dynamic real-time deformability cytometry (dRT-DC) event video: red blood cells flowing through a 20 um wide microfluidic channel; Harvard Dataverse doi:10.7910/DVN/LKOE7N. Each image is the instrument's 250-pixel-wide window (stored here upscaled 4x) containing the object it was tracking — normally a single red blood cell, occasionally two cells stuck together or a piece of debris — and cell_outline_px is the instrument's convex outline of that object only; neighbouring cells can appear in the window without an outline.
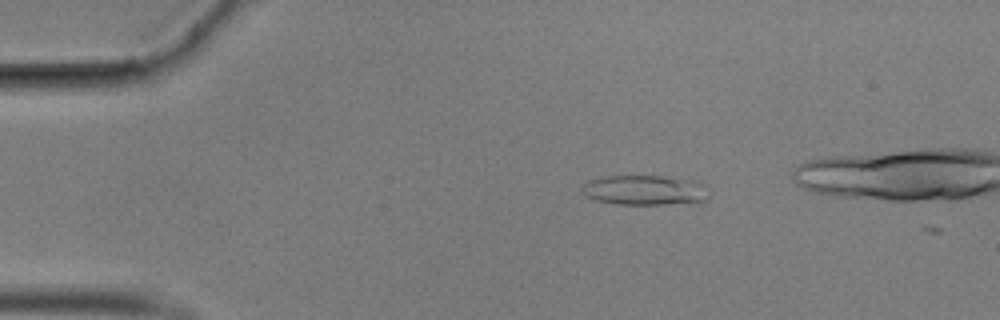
{"species": "common noctule bat (a hibernating species)", "species_latin": "Nyctalus noctula", "temperature_condition": "cold", "stored_images_in_passage": 9, "camera_frame_rate_fps": 3000, "um_per_image_px": 0.085, "animal": {"sex": "male", "body_mass_g": 17.9}, "frame": {"image": 1, "passage_image": 8, "time_ms": 2.333, "image_size_px": [1000, 320], "cell_outline_px": [[708, 200], [696, 204], [616, 204], [596, 200], [588, 196], [580, 188], [588, 180], [604, 176], [664, 176], [696, 180], [704, 184], [708, 196]], "centroid_in_image_um": [54.88, 16.17], "position_along_channel_um": 30.1, "area_um2": 22.48}}